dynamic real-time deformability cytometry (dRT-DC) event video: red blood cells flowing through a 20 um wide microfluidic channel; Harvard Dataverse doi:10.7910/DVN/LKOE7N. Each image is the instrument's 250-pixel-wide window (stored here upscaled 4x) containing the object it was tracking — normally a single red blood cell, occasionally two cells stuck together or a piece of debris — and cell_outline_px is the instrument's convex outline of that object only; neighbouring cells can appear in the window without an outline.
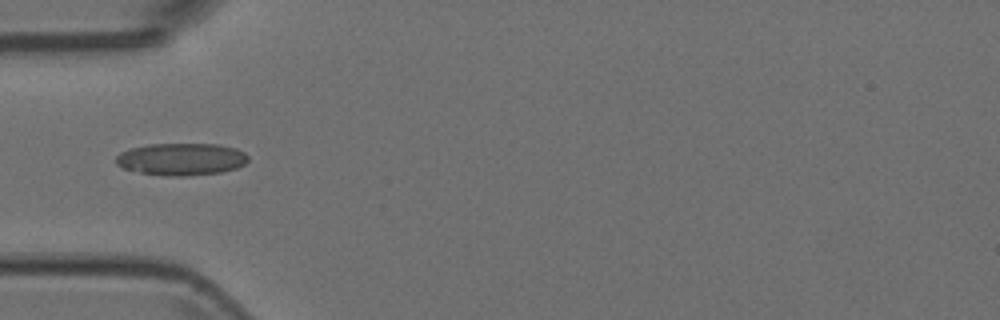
{"species": "Egyptian fruit bat (a non-hibernating species)", "species_latin": "Rousettus aegyptiacus", "temperature_condition": "room temperature", "stored_images_in_passage": 5, "camera_frame_rate_fps": 3000, "um_per_image_px": 0.085, "animal": {"sex": "female"}, "frame": {"image": 1, "passage_image": 5, "time_ms": 1.333, "image_size_px": [1000, 320], "cell_outline_px": [[248, 160], [244, 164], [236, 168], [220, 172], [184, 176], [168, 176], [140, 172], [124, 168], [116, 164], [116, 156], [120, 152], [132, 148], [148, 144], [216, 144], [236, 148], [244, 152], [248, 156]], "centroid_in_image_um": [15.42, 13.52], "position_along_channel_um": 69.6, "area_um2": 24.68}}